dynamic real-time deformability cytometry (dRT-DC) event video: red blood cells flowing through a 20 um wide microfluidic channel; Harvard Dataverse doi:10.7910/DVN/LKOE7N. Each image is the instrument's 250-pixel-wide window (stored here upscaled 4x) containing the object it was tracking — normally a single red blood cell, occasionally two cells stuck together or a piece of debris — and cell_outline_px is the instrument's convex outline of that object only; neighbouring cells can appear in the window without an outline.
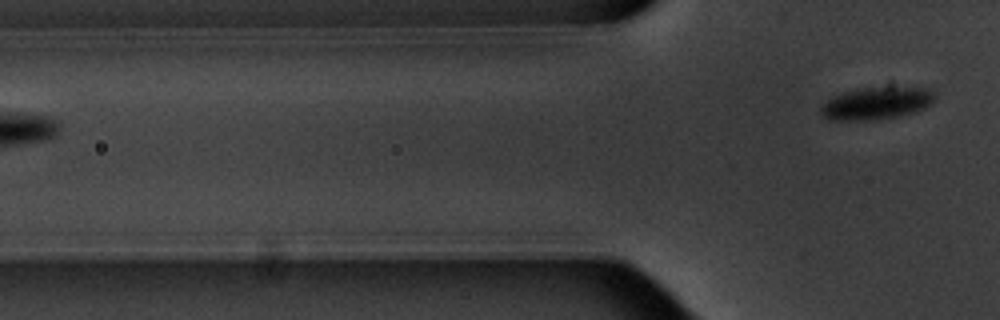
{"species": "common noctule bat (a hibernating species)", "species_latin": "Nyctalus noctula", "temperature_condition": "warm", "stored_images_in_passage": 5, "camera_frame_rate_fps": 3000, "um_per_image_px": 0.085, "animal": {"sex": "male", "body_mass_g": 20.1, "forearm_length_mm": 53.5}, "frame": {"image": 1, "passage_image": 5, "time_ms": 5.0, "image_size_px": [1000, 320], "cell_outline_px": [[932, 104], [916, 112], [896, 116], [872, 120], [828, 120], [820, 112], [820, 108], [832, 96], [844, 92], [888, 80], [892, 80], [928, 88], [932, 92]], "centroid_in_image_um": [74.58, 8.65], "position_along_channel_um": 51.2, "area_um2": 23.18}}